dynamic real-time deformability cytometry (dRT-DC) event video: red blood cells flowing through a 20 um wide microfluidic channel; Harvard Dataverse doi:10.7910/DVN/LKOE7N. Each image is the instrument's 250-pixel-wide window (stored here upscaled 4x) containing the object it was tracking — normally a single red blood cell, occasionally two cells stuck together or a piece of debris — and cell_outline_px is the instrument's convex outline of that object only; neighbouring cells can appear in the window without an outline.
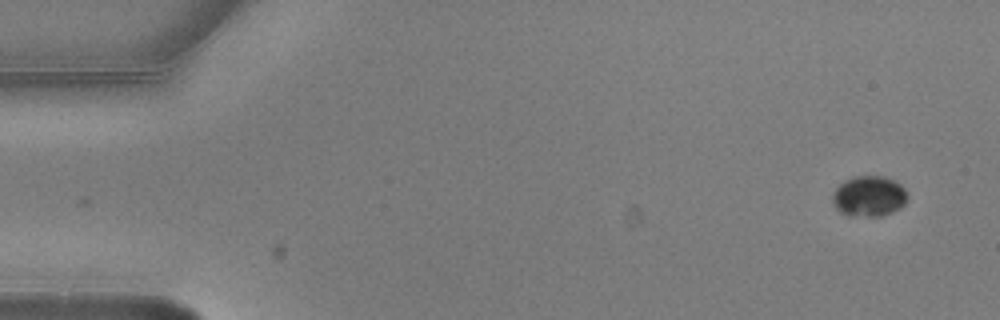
{"species": "common noctule bat (a hibernating species)", "species_latin": "Nyctalus noctula", "temperature_condition": "warm", "stored_images_in_passage": 4, "camera_frame_rate_fps": 3000, "um_per_image_px": 0.085, "animal": {"sex": "male", "body_mass_g": 20.5, "forearm_length_mm": 52.5}, "frame": {"image": 1, "passage_image": 1, "time_ms": 0.0, "image_size_px": [1000, 320], "cell_outline_px": [[908, 200], [900, 208], [892, 212], [880, 216], [848, 216], [840, 212], [832, 204], [832, 192], [844, 180], [852, 176], [884, 176], [900, 184], [908, 192]], "centroid_in_image_um": [73.85, 16.68], "position_along_channel_um": 11.1, "area_um2": 18.03}}
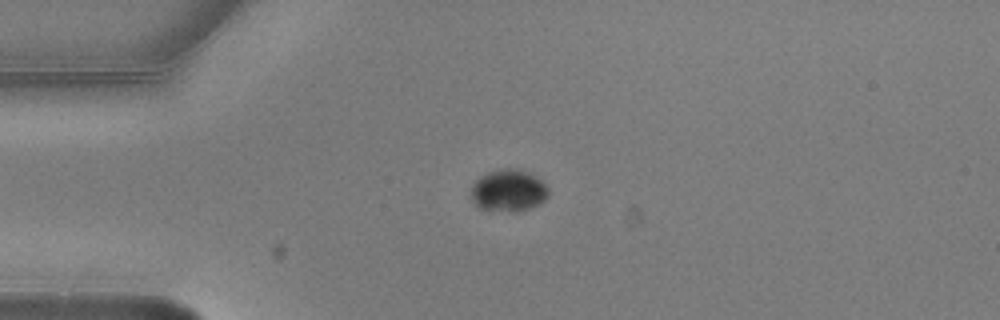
{"frame": {"image": 2, "passage_image": 4, "time_ms": 1.0, "image_size_px": [1000, 320], "cell_outline_px": [[548, 196], [540, 204], [516, 212], [512, 212], [480, 208], [468, 196], [476, 180], [480, 176], [488, 172], [504, 168], [516, 168], [528, 172], [536, 176], [548, 188]], "centroid_in_image_um": [43.21, 16.19], "position_along_channel_um": 41.8, "area_um2": 18.96}}